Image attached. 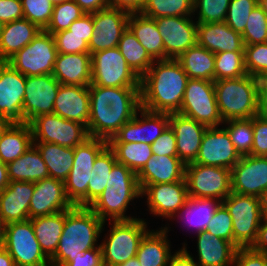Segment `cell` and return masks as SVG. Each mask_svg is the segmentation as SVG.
Instances as JSON below:
<instances>
[{"instance_id":"46","label":"cell","mask_w":267,"mask_h":266,"mask_svg":"<svg viewBox=\"0 0 267 266\" xmlns=\"http://www.w3.org/2000/svg\"><path fill=\"white\" fill-rule=\"evenodd\" d=\"M84 11L74 0L64 1L54 5L53 13L48 26L44 31L54 34L62 30H67L69 26L81 16Z\"/></svg>"},{"instance_id":"7","label":"cell","mask_w":267,"mask_h":266,"mask_svg":"<svg viewBox=\"0 0 267 266\" xmlns=\"http://www.w3.org/2000/svg\"><path fill=\"white\" fill-rule=\"evenodd\" d=\"M108 146V141L89 137L74 148V163L64 181L65 192L73 205L88 206V184L93 164Z\"/></svg>"},{"instance_id":"23","label":"cell","mask_w":267,"mask_h":266,"mask_svg":"<svg viewBox=\"0 0 267 266\" xmlns=\"http://www.w3.org/2000/svg\"><path fill=\"white\" fill-rule=\"evenodd\" d=\"M73 206L66 195L64 182L48 177L34 182L29 219L69 210Z\"/></svg>"},{"instance_id":"22","label":"cell","mask_w":267,"mask_h":266,"mask_svg":"<svg viewBox=\"0 0 267 266\" xmlns=\"http://www.w3.org/2000/svg\"><path fill=\"white\" fill-rule=\"evenodd\" d=\"M26 76L0 61V114L12 123H24L23 98Z\"/></svg>"},{"instance_id":"32","label":"cell","mask_w":267,"mask_h":266,"mask_svg":"<svg viewBox=\"0 0 267 266\" xmlns=\"http://www.w3.org/2000/svg\"><path fill=\"white\" fill-rule=\"evenodd\" d=\"M160 229V230H159ZM150 230L141 240L136 258L141 266H167L172 255L169 228Z\"/></svg>"},{"instance_id":"8","label":"cell","mask_w":267,"mask_h":266,"mask_svg":"<svg viewBox=\"0 0 267 266\" xmlns=\"http://www.w3.org/2000/svg\"><path fill=\"white\" fill-rule=\"evenodd\" d=\"M221 203L232 217L234 245L252 247L263 219L260 198L231 192Z\"/></svg>"},{"instance_id":"43","label":"cell","mask_w":267,"mask_h":266,"mask_svg":"<svg viewBox=\"0 0 267 266\" xmlns=\"http://www.w3.org/2000/svg\"><path fill=\"white\" fill-rule=\"evenodd\" d=\"M194 0H147L141 13L150 18L193 16Z\"/></svg>"},{"instance_id":"12","label":"cell","mask_w":267,"mask_h":266,"mask_svg":"<svg viewBox=\"0 0 267 266\" xmlns=\"http://www.w3.org/2000/svg\"><path fill=\"white\" fill-rule=\"evenodd\" d=\"M3 247L15 266H51L34 234L31 219L7 224Z\"/></svg>"},{"instance_id":"41","label":"cell","mask_w":267,"mask_h":266,"mask_svg":"<svg viewBox=\"0 0 267 266\" xmlns=\"http://www.w3.org/2000/svg\"><path fill=\"white\" fill-rule=\"evenodd\" d=\"M117 162L114 152L107 146L95 159L88 184V207L101 195Z\"/></svg>"},{"instance_id":"31","label":"cell","mask_w":267,"mask_h":266,"mask_svg":"<svg viewBox=\"0 0 267 266\" xmlns=\"http://www.w3.org/2000/svg\"><path fill=\"white\" fill-rule=\"evenodd\" d=\"M40 32L41 29L36 24L24 18L5 23L0 35V61L10 59Z\"/></svg>"},{"instance_id":"5","label":"cell","mask_w":267,"mask_h":266,"mask_svg":"<svg viewBox=\"0 0 267 266\" xmlns=\"http://www.w3.org/2000/svg\"><path fill=\"white\" fill-rule=\"evenodd\" d=\"M214 88L223 122L249 119L260 113L257 77L247 74L236 79L217 80Z\"/></svg>"},{"instance_id":"66","label":"cell","mask_w":267,"mask_h":266,"mask_svg":"<svg viewBox=\"0 0 267 266\" xmlns=\"http://www.w3.org/2000/svg\"><path fill=\"white\" fill-rule=\"evenodd\" d=\"M0 266H15L13 258L4 247L0 248Z\"/></svg>"},{"instance_id":"73","label":"cell","mask_w":267,"mask_h":266,"mask_svg":"<svg viewBox=\"0 0 267 266\" xmlns=\"http://www.w3.org/2000/svg\"><path fill=\"white\" fill-rule=\"evenodd\" d=\"M3 28H4V23L0 20V35L1 32L3 31Z\"/></svg>"},{"instance_id":"53","label":"cell","mask_w":267,"mask_h":266,"mask_svg":"<svg viewBox=\"0 0 267 266\" xmlns=\"http://www.w3.org/2000/svg\"><path fill=\"white\" fill-rule=\"evenodd\" d=\"M206 230L234 244L232 217L222 203L217 207Z\"/></svg>"},{"instance_id":"2","label":"cell","mask_w":267,"mask_h":266,"mask_svg":"<svg viewBox=\"0 0 267 266\" xmlns=\"http://www.w3.org/2000/svg\"><path fill=\"white\" fill-rule=\"evenodd\" d=\"M189 77L177 59L155 60L140 78L141 107L160 113H178Z\"/></svg>"},{"instance_id":"11","label":"cell","mask_w":267,"mask_h":266,"mask_svg":"<svg viewBox=\"0 0 267 266\" xmlns=\"http://www.w3.org/2000/svg\"><path fill=\"white\" fill-rule=\"evenodd\" d=\"M29 125L33 143H53L75 148L90 137L85 125L64 119L55 113L35 117Z\"/></svg>"},{"instance_id":"70","label":"cell","mask_w":267,"mask_h":266,"mask_svg":"<svg viewBox=\"0 0 267 266\" xmlns=\"http://www.w3.org/2000/svg\"><path fill=\"white\" fill-rule=\"evenodd\" d=\"M118 266H141L136 257L129 259L128 261L119 264Z\"/></svg>"},{"instance_id":"58","label":"cell","mask_w":267,"mask_h":266,"mask_svg":"<svg viewBox=\"0 0 267 266\" xmlns=\"http://www.w3.org/2000/svg\"><path fill=\"white\" fill-rule=\"evenodd\" d=\"M65 266H104L101 247L91 248L68 262Z\"/></svg>"},{"instance_id":"57","label":"cell","mask_w":267,"mask_h":266,"mask_svg":"<svg viewBox=\"0 0 267 266\" xmlns=\"http://www.w3.org/2000/svg\"><path fill=\"white\" fill-rule=\"evenodd\" d=\"M23 18L21 0H0V20L4 24Z\"/></svg>"},{"instance_id":"52","label":"cell","mask_w":267,"mask_h":266,"mask_svg":"<svg viewBox=\"0 0 267 266\" xmlns=\"http://www.w3.org/2000/svg\"><path fill=\"white\" fill-rule=\"evenodd\" d=\"M57 53L76 54L89 53L87 36H78L71 31L62 30L53 34Z\"/></svg>"},{"instance_id":"40","label":"cell","mask_w":267,"mask_h":266,"mask_svg":"<svg viewBox=\"0 0 267 266\" xmlns=\"http://www.w3.org/2000/svg\"><path fill=\"white\" fill-rule=\"evenodd\" d=\"M221 204L220 201L204 198H189L185 206L175 216L183 220L186 225H191L196 229V234L206 230L209 221L212 219L217 207Z\"/></svg>"},{"instance_id":"1","label":"cell","mask_w":267,"mask_h":266,"mask_svg":"<svg viewBox=\"0 0 267 266\" xmlns=\"http://www.w3.org/2000/svg\"><path fill=\"white\" fill-rule=\"evenodd\" d=\"M90 137L109 140L141 108L140 87L89 85Z\"/></svg>"},{"instance_id":"35","label":"cell","mask_w":267,"mask_h":266,"mask_svg":"<svg viewBox=\"0 0 267 266\" xmlns=\"http://www.w3.org/2000/svg\"><path fill=\"white\" fill-rule=\"evenodd\" d=\"M31 222L41 250L50 259L55 254L59 245L65 224V211L34 217L31 219Z\"/></svg>"},{"instance_id":"44","label":"cell","mask_w":267,"mask_h":266,"mask_svg":"<svg viewBox=\"0 0 267 266\" xmlns=\"http://www.w3.org/2000/svg\"><path fill=\"white\" fill-rule=\"evenodd\" d=\"M222 126L229 134L230 140L240 156L252 155L254 139L252 118L231 119L224 121Z\"/></svg>"},{"instance_id":"30","label":"cell","mask_w":267,"mask_h":266,"mask_svg":"<svg viewBox=\"0 0 267 266\" xmlns=\"http://www.w3.org/2000/svg\"><path fill=\"white\" fill-rule=\"evenodd\" d=\"M199 266H233L237 247L228 240L216 237L208 230L197 233Z\"/></svg>"},{"instance_id":"63","label":"cell","mask_w":267,"mask_h":266,"mask_svg":"<svg viewBox=\"0 0 267 266\" xmlns=\"http://www.w3.org/2000/svg\"><path fill=\"white\" fill-rule=\"evenodd\" d=\"M84 13H93L105 9L108 6V0H74Z\"/></svg>"},{"instance_id":"20","label":"cell","mask_w":267,"mask_h":266,"mask_svg":"<svg viewBox=\"0 0 267 266\" xmlns=\"http://www.w3.org/2000/svg\"><path fill=\"white\" fill-rule=\"evenodd\" d=\"M230 171L232 192L260 197L267 189V157L241 156Z\"/></svg>"},{"instance_id":"24","label":"cell","mask_w":267,"mask_h":266,"mask_svg":"<svg viewBox=\"0 0 267 266\" xmlns=\"http://www.w3.org/2000/svg\"><path fill=\"white\" fill-rule=\"evenodd\" d=\"M169 126L176 137L177 157L185 165L194 162L208 127L179 113L170 114Z\"/></svg>"},{"instance_id":"36","label":"cell","mask_w":267,"mask_h":266,"mask_svg":"<svg viewBox=\"0 0 267 266\" xmlns=\"http://www.w3.org/2000/svg\"><path fill=\"white\" fill-rule=\"evenodd\" d=\"M189 79L215 81V53L197 43L177 59Z\"/></svg>"},{"instance_id":"6","label":"cell","mask_w":267,"mask_h":266,"mask_svg":"<svg viewBox=\"0 0 267 266\" xmlns=\"http://www.w3.org/2000/svg\"><path fill=\"white\" fill-rule=\"evenodd\" d=\"M111 229L100 243L104 266H118L136 257L142 238L150 231L145 219L109 221Z\"/></svg>"},{"instance_id":"21","label":"cell","mask_w":267,"mask_h":266,"mask_svg":"<svg viewBox=\"0 0 267 266\" xmlns=\"http://www.w3.org/2000/svg\"><path fill=\"white\" fill-rule=\"evenodd\" d=\"M241 156L223 128L209 127L205 131L200 150L193 163L232 169Z\"/></svg>"},{"instance_id":"38","label":"cell","mask_w":267,"mask_h":266,"mask_svg":"<svg viewBox=\"0 0 267 266\" xmlns=\"http://www.w3.org/2000/svg\"><path fill=\"white\" fill-rule=\"evenodd\" d=\"M44 160L49 177L65 181L73 166L74 148L53 143H33Z\"/></svg>"},{"instance_id":"45","label":"cell","mask_w":267,"mask_h":266,"mask_svg":"<svg viewBox=\"0 0 267 266\" xmlns=\"http://www.w3.org/2000/svg\"><path fill=\"white\" fill-rule=\"evenodd\" d=\"M247 75L244 51L215 53V81Z\"/></svg>"},{"instance_id":"15","label":"cell","mask_w":267,"mask_h":266,"mask_svg":"<svg viewBox=\"0 0 267 266\" xmlns=\"http://www.w3.org/2000/svg\"><path fill=\"white\" fill-rule=\"evenodd\" d=\"M140 113V114H139ZM141 116L139 118V115ZM170 114L140 108L133 119L125 123L108 143L152 144L169 126Z\"/></svg>"},{"instance_id":"14","label":"cell","mask_w":267,"mask_h":266,"mask_svg":"<svg viewBox=\"0 0 267 266\" xmlns=\"http://www.w3.org/2000/svg\"><path fill=\"white\" fill-rule=\"evenodd\" d=\"M91 85L140 87V78L129 67L118 47L91 54Z\"/></svg>"},{"instance_id":"54","label":"cell","mask_w":267,"mask_h":266,"mask_svg":"<svg viewBox=\"0 0 267 266\" xmlns=\"http://www.w3.org/2000/svg\"><path fill=\"white\" fill-rule=\"evenodd\" d=\"M252 126V155L267 157V115L259 113L252 117Z\"/></svg>"},{"instance_id":"17","label":"cell","mask_w":267,"mask_h":266,"mask_svg":"<svg viewBox=\"0 0 267 266\" xmlns=\"http://www.w3.org/2000/svg\"><path fill=\"white\" fill-rule=\"evenodd\" d=\"M139 186L151 214L171 221L189 199L186 181Z\"/></svg>"},{"instance_id":"33","label":"cell","mask_w":267,"mask_h":266,"mask_svg":"<svg viewBox=\"0 0 267 266\" xmlns=\"http://www.w3.org/2000/svg\"><path fill=\"white\" fill-rule=\"evenodd\" d=\"M128 28L154 60H165L164 44L155 19L133 13L129 15Z\"/></svg>"},{"instance_id":"49","label":"cell","mask_w":267,"mask_h":266,"mask_svg":"<svg viewBox=\"0 0 267 266\" xmlns=\"http://www.w3.org/2000/svg\"><path fill=\"white\" fill-rule=\"evenodd\" d=\"M259 4V0H231L225 23L241 35L249 19V14Z\"/></svg>"},{"instance_id":"25","label":"cell","mask_w":267,"mask_h":266,"mask_svg":"<svg viewBox=\"0 0 267 266\" xmlns=\"http://www.w3.org/2000/svg\"><path fill=\"white\" fill-rule=\"evenodd\" d=\"M53 113L88 127L90 116L89 86L60 84Z\"/></svg>"},{"instance_id":"62","label":"cell","mask_w":267,"mask_h":266,"mask_svg":"<svg viewBox=\"0 0 267 266\" xmlns=\"http://www.w3.org/2000/svg\"><path fill=\"white\" fill-rule=\"evenodd\" d=\"M251 248L262 253L267 251V217H263L258 229L256 241Z\"/></svg>"},{"instance_id":"37","label":"cell","mask_w":267,"mask_h":266,"mask_svg":"<svg viewBox=\"0 0 267 266\" xmlns=\"http://www.w3.org/2000/svg\"><path fill=\"white\" fill-rule=\"evenodd\" d=\"M33 145L29 123H13L0 138V159L3 163L15 161Z\"/></svg>"},{"instance_id":"9","label":"cell","mask_w":267,"mask_h":266,"mask_svg":"<svg viewBox=\"0 0 267 266\" xmlns=\"http://www.w3.org/2000/svg\"><path fill=\"white\" fill-rule=\"evenodd\" d=\"M185 181L189 198L214 199L222 202L232 192L231 171L197 163L185 165Z\"/></svg>"},{"instance_id":"60","label":"cell","mask_w":267,"mask_h":266,"mask_svg":"<svg viewBox=\"0 0 267 266\" xmlns=\"http://www.w3.org/2000/svg\"><path fill=\"white\" fill-rule=\"evenodd\" d=\"M147 0H108L110 8L126 11L129 14L141 13Z\"/></svg>"},{"instance_id":"55","label":"cell","mask_w":267,"mask_h":266,"mask_svg":"<svg viewBox=\"0 0 267 266\" xmlns=\"http://www.w3.org/2000/svg\"><path fill=\"white\" fill-rule=\"evenodd\" d=\"M153 156L177 157L176 137L170 126L151 144Z\"/></svg>"},{"instance_id":"48","label":"cell","mask_w":267,"mask_h":266,"mask_svg":"<svg viewBox=\"0 0 267 266\" xmlns=\"http://www.w3.org/2000/svg\"><path fill=\"white\" fill-rule=\"evenodd\" d=\"M231 0H194L193 15L197 23L224 22ZM197 13V14H195Z\"/></svg>"},{"instance_id":"13","label":"cell","mask_w":267,"mask_h":266,"mask_svg":"<svg viewBox=\"0 0 267 266\" xmlns=\"http://www.w3.org/2000/svg\"><path fill=\"white\" fill-rule=\"evenodd\" d=\"M57 54L53 35L41 30L6 62L25 76L52 74Z\"/></svg>"},{"instance_id":"65","label":"cell","mask_w":267,"mask_h":266,"mask_svg":"<svg viewBox=\"0 0 267 266\" xmlns=\"http://www.w3.org/2000/svg\"><path fill=\"white\" fill-rule=\"evenodd\" d=\"M9 183L7 164L3 163L0 159V192H2Z\"/></svg>"},{"instance_id":"56","label":"cell","mask_w":267,"mask_h":266,"mask_svg":"<svg viewBox=\"0 0 267 266\" xmlns=\"http://www.w3.org/2000/svg\"><path fill=\"white\" fill-rule=\"evenodd\" d=\"M234 266H267L265 253L257 252L251 247L238 248L234 257Z\"/></svg>"},{"instance_id":"26","label":"cell","mask_w":267,"mask_h":266,"mask_svg":"<svg viewBox=\"0 0 267 266\" xmlns=\"http://www.w3.org/2000/svg\"><path fill=\"white\" fill-rule=\"evenodd\" d=\"M33 191L34 182L11 181L0 192V216L6 225L29 219Z\"/></svg>"},{"instance_id":"4","label":"cell","mask_w":267,"mask_h":266,"mask_svg":"<svg viewBox=\"0 0 267 266\" xmlns=\"http://www.w3.org/2000/svg\"><path fill=\"white\" fill-rule=\"evenodd\" d=\"M142 192L137 174L125 165L116 162L111 169L107 186L89 208L103 221H128L136 219L127 216L130 202L141 197Z\"/></svg>"},{"instance_id":"67","label":"cell","mask_w":267,"mask_h":266,"mask_svg":"<svg viewBox=\"0 0 267 266\" xmlns=\"http://www.w3.org/2000/svg\"><path fill=\"white\" fill-rule=\"evenodd\" d=\"M12 124L13 123L9 119L0 114V138Z\"/></svg>"},{"instance_id":"68","label":"cell","mask_w":267,"mask_h":266,"mask_svg":"<svg viewBox=\"0 0 267 266\" xmlns=\"http://www.w3.org/2000/svg\"><path fill=\"white\" fill-rule=\"evenodd\" d=\"M260 203L263 217H267V189L261 194Z\"/></svg>"},{"instance_id":"50","label":"cell","mask_w":267,"mask_h":266,"mask_svg":"<svg viewBox=\"0 0 267 266\" xmlns=\"http://www.w3.org/2000/svg\"><path fill=\"white\" fill-rule=\"evenodd\" d=\"M24 19L44 30L51 19L54 5L50 0H21Z\"/></svg>"},{"instance_id":"42","label":"cell","mask_w":267,"mask_h":266,"mask_svg":"<svg viewBox=\"0 0 267 266\" xmlns=\"http://www.w3.org/2000/svg\"><path fill=\"white\" fill-rule=\"evenodd\" d=\"M116 160L134 171L136 174L153 156L150 144L146 143H108Z\"/></svg>"},{"instance_id":"27","label":"cell","mask_w":267,"mask_h":266,"mask_svg":"<svg viewBox=\"0 0 267 266\" xmlns=\"http://www.w3.org/2000/svg\"><path fill=\"white\" fill-rule=\"evenodd\" d=\"M197 44L213 53L244 51L242 35L225 22L198 23Z\"/></svg>"},{"instance_id":"3","label":"cell","mask_w":267,"mask_h":266,"mask_svg":"<svg viewBox=\"0 0 267 266\" xmlns=\"http://www.w3.org/2000/svg\"><path fill=\"white\" fill-rule=\"evenodd\" d=\"M103 222L88 206L74 205L65 210V224L58 248L50 258L51 266H65L91 248L100 247L97 239L104 230Z\"/></svg>"},{"instance_id":"64","label":"cell","mask_w":267,"mask_h":266,"mask_svg":"<svg viewBox=\"0 0 267 266\" xmlns=\"http://www.w3.org/2000/svg\"><path fill=\"white\" fill-rule=\"evenodd\" d=\"M257 79L259 86L260 113L267 115V74L261 75Z\"/></svg>"},{"instance_id":"16","label":"cell","mask_w":267,"mask_h":266,"mask_svg":"<svg viewBox=\"0 0 267 266\" xmlns=\"http://www.w3.org/2000/svg\"><path fill=\"white\" fill-rule=\"evenodd\" d=\"M193 16H165L155 18L162 36L165 60L178 59L186 50L197 43V22Z\"/></svg>"},{"instance_id":"28","label":"cell","mask_w":267,"mask_h":266,"mask_svg":"<svg viewBox=\"0 0 267 266\" xmlns=\"http://www.w3.org/2000/svg\"><path fill=\"white\" fill-rule=\"evenodd\" d=\"M52 75L60 84L89 86L92 79L90 53H58Z\"/></svg>"},{"instance_id":"29","label":"cell","mask_w":267,"mask_h":266,"mask_svg":"<svg viewBox=\"0 0 267 266\" xmlns=\"http://www.w3.org/2000/svg\"><path fill=\"white\" fill-rule=\"evenodd\" d=\"M185 164L172 156H152L137 173L139 185L185 181Z\"/></svg>"},{"instance_id":"51","label":"cell","mask_w":267,"mask_h":266,"mask_svg":"<svg viewBox=\"0 0 267 266\" xmlns=\"http://www.w3.org/2000/svg\"><path fill=\"white\" fill-rule=\"evenodd\" d=\"M244 57L248 75L258 78L267 74V42L244 45Z\"/></svg>"},{"instance_id":"18","label":"cell","mask_w":267,"mask_h":266,"mask_svg":"<svg viewBox=\"0 0 267 266\" xmlns=\"http://www.w3.org/2000/svg\"><path fill=\"white\" fill-rule=\"evenodd\" d=\"M59 87L60 83L52 74L26 76L23 98L24 123H30L40 115L53 113Z\"/></svg>"},{"instance_id":"39","label":"cell","mask_w":267,"mask_h":266,"mask_svg":"<svg viewBox=\"0 0 267 266\" xmlns=\"http://www.w3.org/2000/svg\"><path fill=\"white\" fill-rule=\"evenodd\" d=\"M118 48L129 67L139 78L149 70L155 61L129 28L123 32Z\"/></svg>"},{"instance_id":"47","label":"cell","mask_w":267,"mask_h":266,"mask_svg":"<svg viewBox=\"0 0 267 266\" xmlns=\"http://www.w3.org/2000/svg\"><path fill=\"white\" fill-rule=\"evenodd\" d=\"M242 40L244 45L267 42V13L260 4L249 14Z\"/></svg>"},{"instance_id":"69","label":"cell","mask_w":267,"mask_h":266,"mask_svg":"<svg viewBox=\"0 0 267 266\" xmlns=\"http://www.w3.org/2000/svg\"><path fill=\"white\" fill-rule=\"evenodd\" d=\"M6 224L0 216V248L4 245Z\"/></svg>"},{"instance_id":"19","label":"cell","mask_w":267,"mask_h":266,"mask_svg":"<svg viewBox=\"0 0 267 266\" xmlns=\"http://www.w3.org/2000/svg\"><path fill=\"white\" fill-rule=\"evenodd\" d=\"M129 13L107 7L92 13L93 36L89 42V53L118 47L123 32L128 28Z\"/></svg>"},{"instance_id":"72","label":"cell","mask_w":267,"mask_h":266,"mask_svg":"<svg viewBox=\"0 0 267 266\" xmlns=\"http://www.w3.org/2000/svg\"><path fill=\"white\" fill-rule=\"evenodd\" d=\"M52 2L53 5H56V4H60L64 1H68V0H50Z\"/></svg>"},{"instance_id":"71","label":"cell","mask_w":267,"mask_h":266,"mask_svg":"<svg viewBox=\"0 0 267 266\" xmlns=\"http://www.w3.org/2000/svg\"><path fill=\"white\" fill-rule=\"evenodd\" d=\"M259 4L263 7L264 11L267 13V0H259Z\"/></svg>"},{"instance_id":"34","label":"cell","mask_w":267,"mask_h":266,"mask_svg":"<svg viewBox=\"0 0 267 266\" xmlns=\"http://www.w3.org/2000/svg\"><path fill=\"white\" fill-rule=\"evenodd\" d=\"M7 168L10 182H36L49 177L46 164L34 144L15 161L9 162Z\"/></svg>"},{"instance_id":"10","label":"cell","mask_w":267,"mask_h":266,"mask_svg":"<svg viewBox=\"0 0 267 266\" xmlns=\"http://www.w3.org/2000/svg\"><path fill=\"white\" fill-rule=\"evenodd\" d=\"M179 114L209 127H219L224 122L216 101L214 81L189 79Z\"/></svg>"},{"instance_id":"59","label":"cell","mask_w":267,"mask_h":266,"mask_svg":"<svg viewBox=\"0 0 267 266\" xmlns=\"http://www.w3.org/2000/svg\"><path fill=\"white\" fill-rule=\"evenodd\" d=\"M93 29L92 13L83 14V16L75 20L68 28L72 34H76L78 36H87L88 44L93 36Z\"/></svg>"},{"instance_id":"61","label":"cell","mask_w":267,"mask_h":266,"mask_svg":"<svg viewBox=\"0 0 267 266\" xmlns=\"http://www.w3.org/2000/svg\"><path fill=\"white\" fill-rule=\"evenodd\" d=\"M193 258L187 250V244L184 242L182 249L171 255L167 266H199Z\"/></svg>"}]
</instances>
